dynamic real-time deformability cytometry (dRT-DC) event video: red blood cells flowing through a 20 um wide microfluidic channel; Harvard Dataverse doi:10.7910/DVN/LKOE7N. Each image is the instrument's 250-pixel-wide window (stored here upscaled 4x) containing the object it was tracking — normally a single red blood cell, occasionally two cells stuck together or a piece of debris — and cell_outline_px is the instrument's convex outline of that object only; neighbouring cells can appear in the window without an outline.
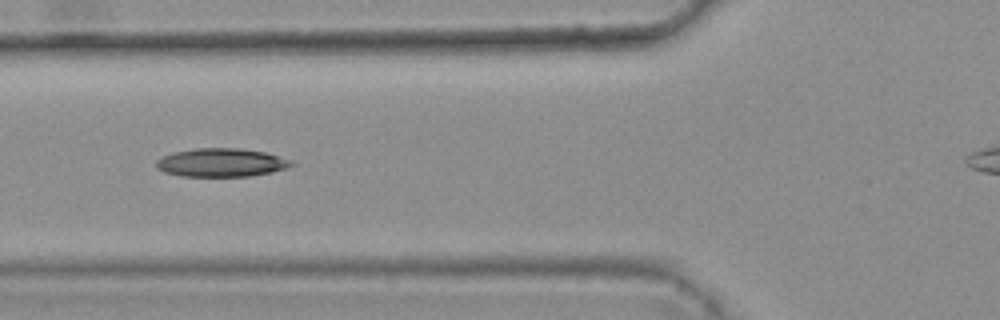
{"species": "common noctule bat (a hibernating species)", "species_latin": "Nyctalus noctula", "temperature_condition": "warm", "stored_images_in_passage": 4, "camera_frame_rate_fps": 3000, "um_per_image_px": 0.085, "animal": {"sex": "female", "body_mass_g": 25.1}, "frame": {"image": 1, "passage_image": 4, "time_ms": 1.0, "image_size_px": [1000, 320], "cell_outline_px": [[296, 164], [288, 168], [272, 172], [248, 176], [184, 176], [164, 172], [156, 168], [156, 160], [164, 156], [176, 152], [196, 148], [240, 148], [264, 152], [292, 160]], "centroid_in_image_um": [18.84, 13.82], "position_along_channel_um": 107.0, "area_um2": 22.31}}